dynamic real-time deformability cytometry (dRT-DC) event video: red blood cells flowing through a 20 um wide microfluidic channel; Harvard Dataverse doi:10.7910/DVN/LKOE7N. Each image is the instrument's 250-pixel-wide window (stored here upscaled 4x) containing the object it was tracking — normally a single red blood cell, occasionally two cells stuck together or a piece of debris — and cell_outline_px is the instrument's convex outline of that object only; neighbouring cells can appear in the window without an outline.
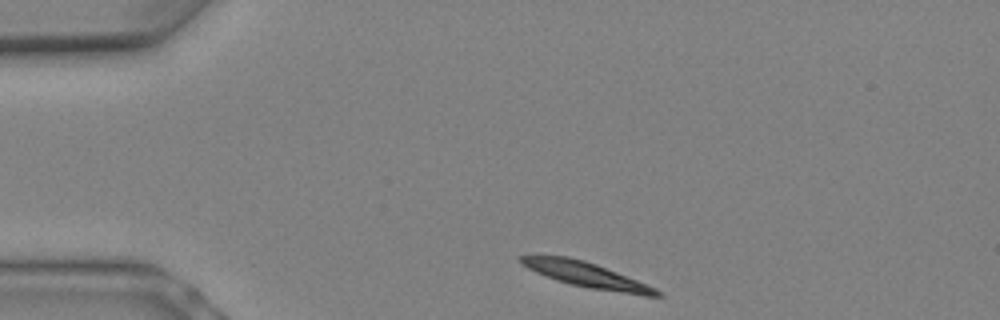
{"species": "Egyptian fruit bat (a non-hibernating species)", "species_latin": "Rousettus aegyptiacus", "temperature_condition": "warm", "stored_images_in_passage": 6, "camera_frame_rate_fps": 3000, "um_per_image_px": 0.085, "animal": {"sex": "female"}, "frame": {"image": 1, "passage_image": 1, "time_ms": 0.0, "image_size_px": [1000, 320], "cell_outline_px": [[664, 296], [644, 296], [588, 288], [556, 280], [536, 272], [520, 264], [516, 260], [520, 256], [568, 256], [584, 260], [596, 264], [656, 288]], "centroid_in_image_um": [49.83, 23.36], "position_along_channel_um": 35.2, "area_um2": 19.71}}
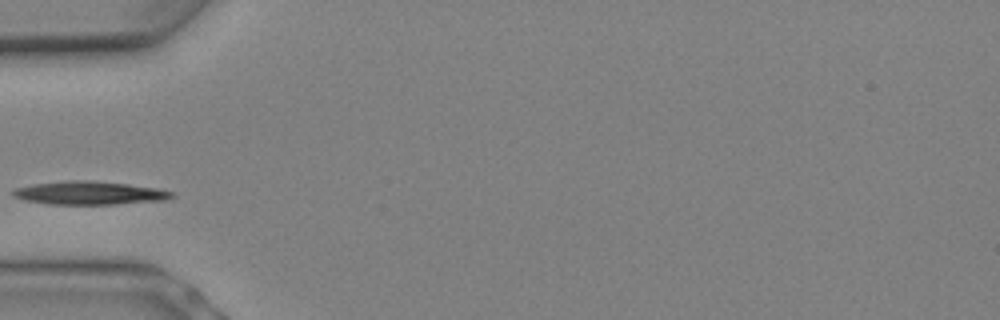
{"frame": {"image": 2, "passage_image": 4, "time_ms": 1.0, "image_size_px": [1000, 320], "cell_outline_px": [[176, 196], [168, 200], [116, 204], [48, 204], [24, 200], [12, 196], [12, 188], [32, 184], [68, 180], [88, 180], [128, 184], [156, 188], [172, 192]], "centroid_in_image_um": [7.58, 16.4], "position_along_channel_um": 77.4, "area_um2": 21.73}}